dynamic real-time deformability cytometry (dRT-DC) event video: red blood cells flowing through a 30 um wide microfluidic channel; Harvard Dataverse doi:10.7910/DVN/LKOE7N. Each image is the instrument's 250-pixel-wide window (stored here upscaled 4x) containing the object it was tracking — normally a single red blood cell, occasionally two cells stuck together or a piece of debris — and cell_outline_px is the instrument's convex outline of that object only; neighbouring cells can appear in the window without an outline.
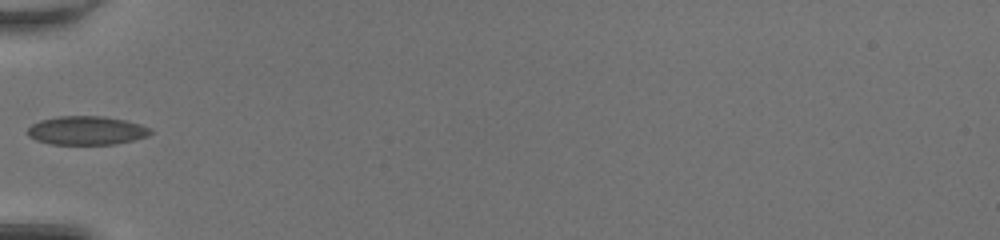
{"species": "common noctule bat (a hibernating species)", "species_latin": "Nyctalus noctula", "temperature_condition": "room temperature", "stored_images_in_passage": 27, "camera_frame_rate_fps": 3000, "um_per_image_px": 0.085, "animal": {"sex": "female", "body_mass_g": 20.0, "forearm_length_mm": 54.0}, "frame": {"image": 1, "passage_image": 1, "time_ms": 0.0, "image_size_px": [1000, 240], "cell_outline_px": [[152, 132], [148, 136], [116, 144], [52, 144], [36, 140], [28, 136], [28, 128], [32, 124], [40, 120], [56, 116], [104, 116], [124, 120], [140, 124], [152, 128]], "centroid_in_image_um": [7.36, 11.09], "position_along_channel_um": 77.6, "area_um2": 20.58}}
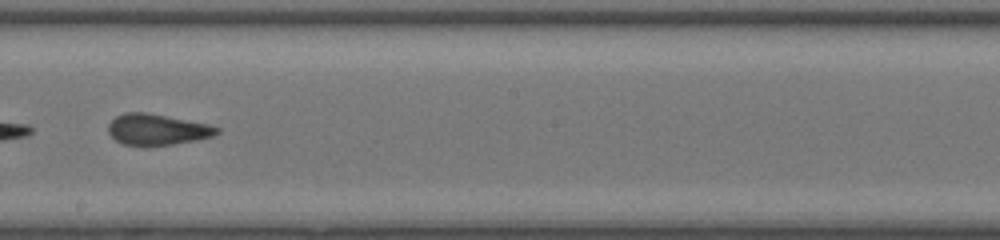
{"frame": {"image": 2, "passage_image": 12, "time_ms": 3.667, "image_size_px": [1000, 240], "cell_outline_px": [[220, 132], [212, 136], [196, 140], [172, 144], [144, 148], [124, 144], [116, 140], [108, 132], [108, 124], [116, 116], [124, 112], [148, 112], [208, 124], [220, 128]], "centroid_in_image_um": [13.33, 11.02], "position_along_channel_um": 234.9, "area_um2": 20.0}}
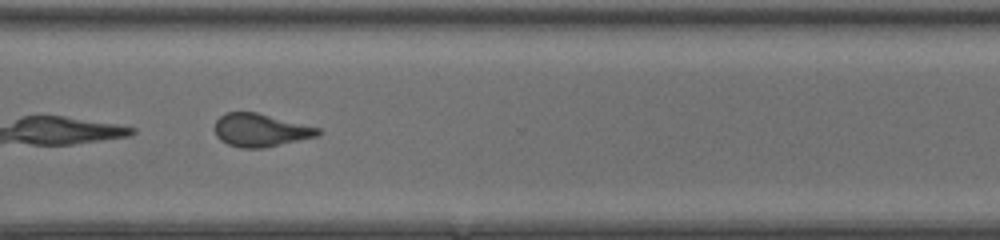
{"frame": {"image": 3, "passage_image": 20, "time_ms": 6.333, "image_size_px": [1000, 240], "cell_outline_px": [[324, 132], [320, 136], [264, 148], [240, 148], [228, 144], [220, 140], [216, 136], [216, 120], [224, 112], [256, 112], [320, 128]], "centroid_in_image_um": [22.18, 11.07], "position_along_channel_um": 348.4, "area_um2": 20.0}, "authors_computed_cell_mechanics": {"area_um2": 19.7676, "velocity_mm_per_s": 4.2689, "shape_relaxation_time_tau1_ms": null, "shape_relaxation_time_tau2_ms": 2.2931, "deformation_change_tau1": null, "deformation_change_tau2": 0.0839}}